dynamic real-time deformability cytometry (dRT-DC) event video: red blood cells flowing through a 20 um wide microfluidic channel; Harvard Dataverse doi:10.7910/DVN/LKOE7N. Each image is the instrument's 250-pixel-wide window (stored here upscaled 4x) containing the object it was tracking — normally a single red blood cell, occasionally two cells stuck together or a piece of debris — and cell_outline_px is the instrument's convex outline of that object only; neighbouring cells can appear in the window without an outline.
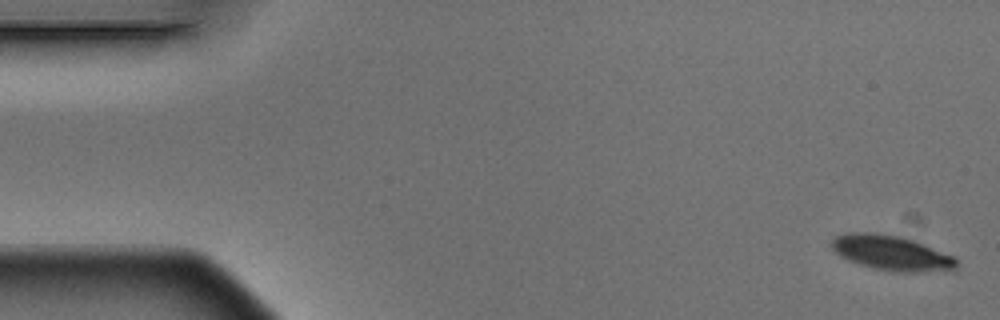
{"species": "Egyptian fruit bat (a non-hibernating species)", "species_latin": "Rousettus aegyptiacus", "temperature_condition": "warm", "stored_images_in_passage": 6, "segment_of_instrument_passage": [1, 2], "camera_frame_rate_fps": 3000, "um_per_image_px": 0.085, "animal": {"sex": "male"}, "frame": {"image": 1, "passage_image": 1, "time_ms": 0.0, "image_size_px": [1000, 320], "cell_outline_px": [[956, 272], [892, 272], [872, 268], [848, 260], [840, 256], [832, 248], [832, 240], [836, 236], [848, 232], [876, 232], [900, 236], [924, 244], [956, 256]], "centroid_in_image_um": [75.85, 21.52], "position_along_channel_um": 9.2, "area_um2": 25.95}}